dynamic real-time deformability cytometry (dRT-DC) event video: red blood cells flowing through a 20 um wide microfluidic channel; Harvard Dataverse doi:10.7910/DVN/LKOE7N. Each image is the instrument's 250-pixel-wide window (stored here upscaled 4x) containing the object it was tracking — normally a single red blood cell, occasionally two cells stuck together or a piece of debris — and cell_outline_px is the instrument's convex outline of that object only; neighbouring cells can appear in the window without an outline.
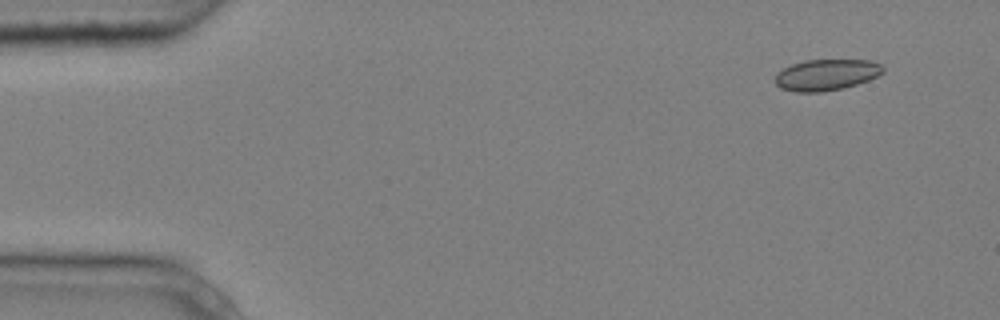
{"species": "common noctule bat (a hibernating species)", "species_latin": "Nyctalus noctula", "temperature_condition": "cold", "stored_images_in_passage": 7, "camera_frame_rate_fps": 3000, "um_per_image_px": 0.085, "animal": {"sex": "male", "body_mass_g": 20.4}, "frame": {"image": 1, "passage_image": 2, "time_ms": 0.333, "image_size_px": [1000, 320], "cell_outline_px": [[884, 72], [868, 80], [844, 88], [820, 92], [796, 92], [780, 88], [776, 84], [776, 72], [792, 64], [804, 60], [872, 60], [880, 64], [884, 68]], "centroid_in_image_um": [70.23, 6.36], "position_along_channel_um": 14.8, "area_um2": 19.59}}
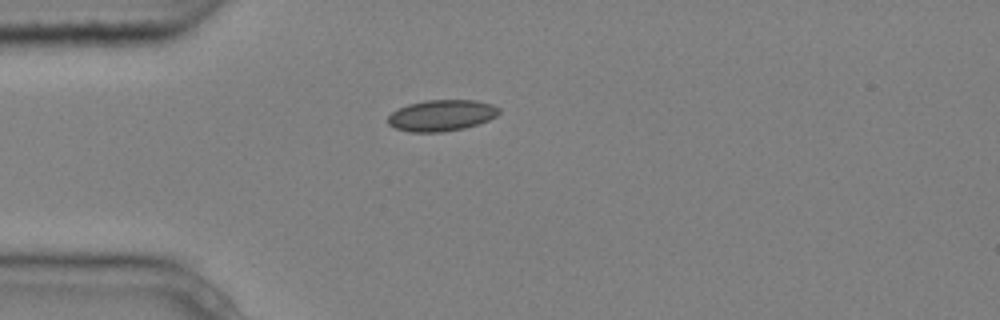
{"frame": {"image": 2, "passage_image": 5, "time_ms": 1.333, "image_size_px": [1000, 320], "cell_outline_px": [[500, 112], [496, 116], [488, 120], [464, 128], [444, 132], [412, 132], [396, 128], [388, 124], [388, 116], [392, 112], [408, 104], [424, 100], [476, 100], [492, 104], [500, 108]], "centroid_in_image_um": [37.54, 9.8], "position_along_channel_um": 47.5, "area_um2": 20.17}}
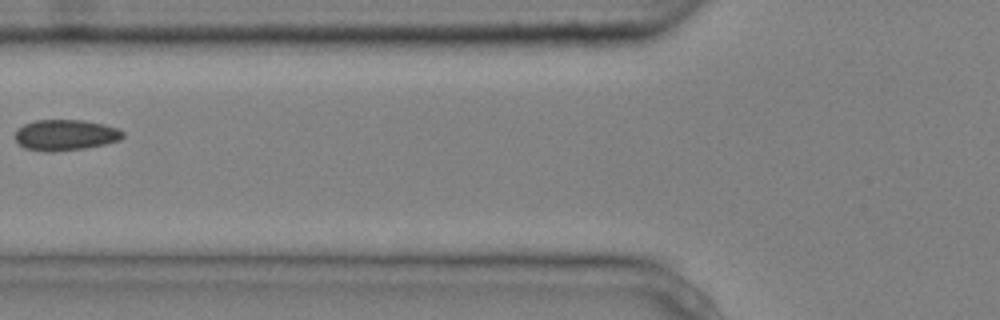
{"frame": {"image": 3, "passage_image": 7, "time_ms": 2.0, "image_size_px": [1000, 320], "cell_outline_px": [[124, 136], [120, 140], [104, 144], [84, 148], [52, 152], [48, 152], [24, 148], [16, 140], [16, 132], [24, 124], [36, 120], [84, 120], [104, 124], [120, 128], [124, 132]], "centroid_in_image_um": [5.6, 11.47], "position_along_channel_um": 120.2, "area_um2": 19.36}}